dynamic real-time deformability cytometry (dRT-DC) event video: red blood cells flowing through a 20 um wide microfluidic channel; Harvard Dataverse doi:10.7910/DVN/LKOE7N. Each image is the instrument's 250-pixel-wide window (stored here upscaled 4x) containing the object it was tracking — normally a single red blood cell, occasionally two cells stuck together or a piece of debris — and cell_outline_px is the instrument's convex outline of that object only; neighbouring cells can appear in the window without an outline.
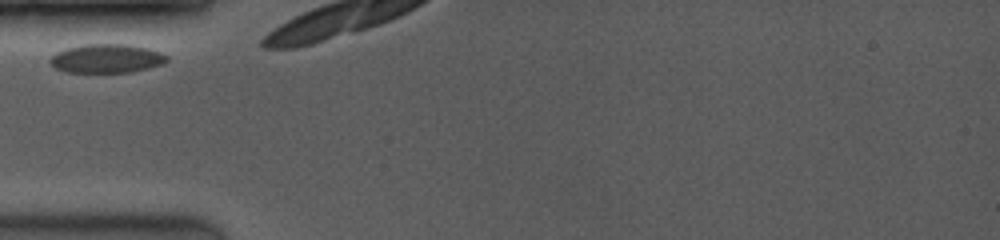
{"species": "common noctule bat (a hibernating species)", "species_latin": "Nyctalus noctula", "temperature_condition": "room temperature", "stored_images_in_passage": 9, "camera_frame_rate_fps": 3500, "um_per_image_px": 0.085, "animal": {"sex": "female", "body_mass_g": 19.0, "forearm_length_mm": 53.3}, "frame": {"image": 1, "passage_image": 1, "time_ms": 0.0, "image_size_px": [1000, 240], "cell_outline_px": [[168, 60], [164, 64], [132, 72], [64, 72], [56, 68], [48, 60], [56, 52], [68, 48], [84, 44], [128, 44], [148, 48], [160, 52], [168, 56]], "centroid_in_image_um": [9.09, 4.97], "position_along_channel_um": 75.9, "area_um2": 19.65}}